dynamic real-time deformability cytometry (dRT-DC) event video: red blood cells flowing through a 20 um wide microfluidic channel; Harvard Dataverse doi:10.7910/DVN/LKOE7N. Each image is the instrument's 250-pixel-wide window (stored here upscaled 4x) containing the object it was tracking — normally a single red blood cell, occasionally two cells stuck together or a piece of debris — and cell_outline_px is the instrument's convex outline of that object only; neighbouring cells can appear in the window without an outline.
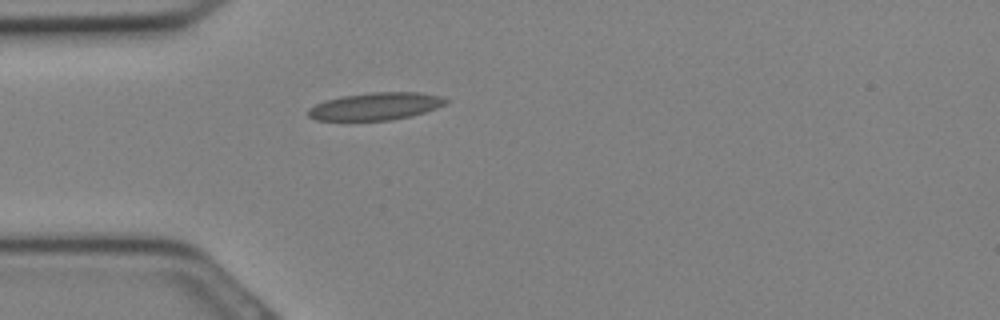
{"species": "Egyptian fruit bat (a non-hibernating species)", "species_latin": "Rousettus aegyptiacus", "temperature_condition": "cold", "stored_images_in_passage": 19, "camera_frame_rate_fps": 3000, "um_per_image_px": 0.085, "animal": {"sex": "female"}, "frame": {"image": 1, "passage_image": 9, "time_ms": 2.667, "image_size_px": [1000, 320], "cell_outline_px": [[448, 100], [444, 104], [436, 108], [412, 116], [392, 120], [316, 120], [308, 116], [308, 108], [324, 100], [344, 96], [372, 92], [420, 92], [440, 96]], "centroid_in_image_um": [31.92, 9.03], "position_along_channel_um": 53.1, "area_um2": 21.91}}
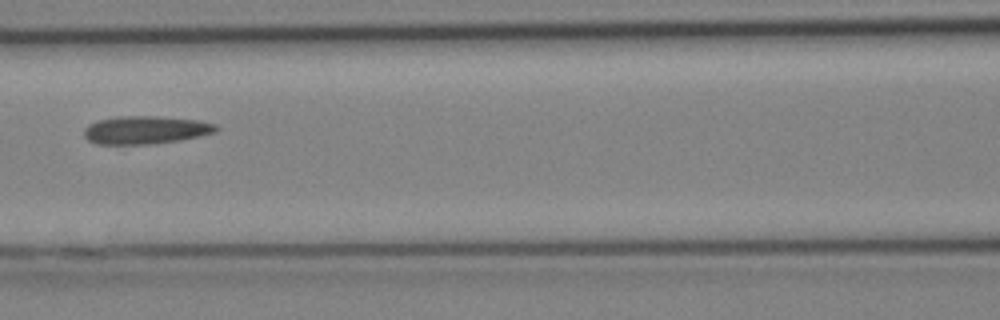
{"frame": {"image": 2, "passage_image": 14, "time_ms": 4.333, "image_size_px": [1000, 320], "cell_outline_px": [[220, 128], [216, 132], [200, 136], [180, 140], [152, 144], [96, 144], [88, 140], [84, 136], [84, 128], [88, 124], [100, 120], [116, 116], [156, 116], [200, 120], [216, 124]], "centroid_in_image_um": [12.39, 11.04], "position_along_channel_um": 154.2, "area_um2": 21.73}}
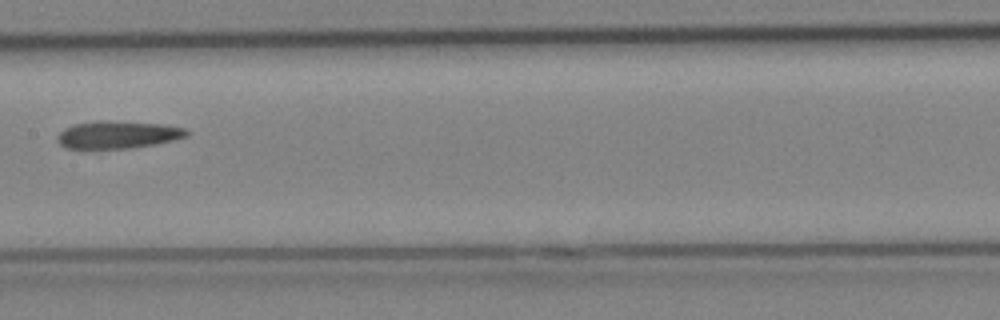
{"frame": {"image": 3, "passage_image": 16, "time_ms": 5.0, "image_size_px": [1000, 320], "cell_outline_px": [[192, 132], [188, 136], [176, 140], [156, 144], [132, 148], [92, 152], [84, 152], [64, 148], [56, 140], [56, 136], [64, 128], [72, 124], [100, 120], [108, 120], [164, 124], [184, 128]], "centroid_in_image_um": [9.94, 11.5], "position_along_channel_um": 197.5, "area_um2": 22.2}}